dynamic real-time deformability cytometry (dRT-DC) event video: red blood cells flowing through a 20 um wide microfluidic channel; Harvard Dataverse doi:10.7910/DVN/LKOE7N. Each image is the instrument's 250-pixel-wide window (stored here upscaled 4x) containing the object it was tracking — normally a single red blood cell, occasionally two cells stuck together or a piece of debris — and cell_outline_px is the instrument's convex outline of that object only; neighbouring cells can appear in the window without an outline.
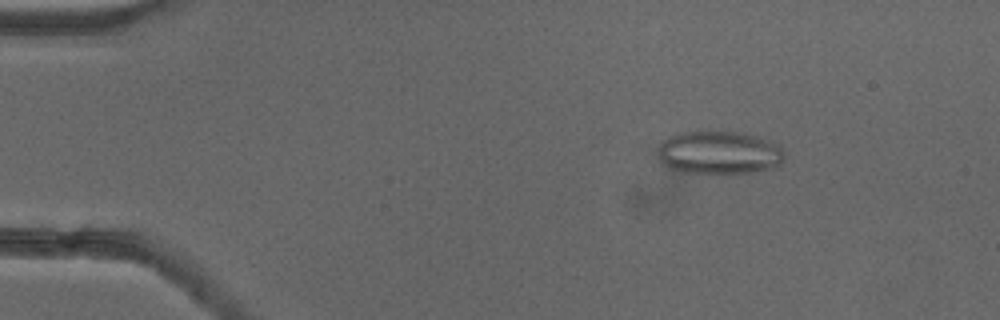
{"species": "common noctule bat (a hibernating species)", "species_latin": "Nyctalus noctula", "temperature_condition": "cold", "stored_images_in_passage": 53, "camera_frame_rate_fps": 3000, "um_per_image_px": 0.085, "animal": {"sex": "female"}, "frame": {"image": 1, "passage_image": 8, "time_ms": 2.333, "image_size_px": [1000, 320], "cell_outline_px": [[784, 160], [780, 164], [772, 168], [752, 172], [684, 172], [672, 168], [664, 164], [660, 160], [660, 144], [668, 136], [676, 132], [696, 128], [744, 132], [780, 144], [784, 152]], "centroid_in_image_um": [61.14, 12.89], "position_along_channel_um": 23.9, "area_um2": 32.48}}
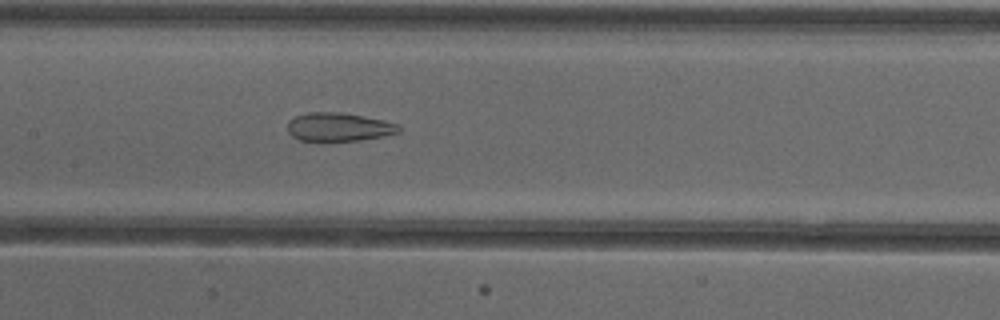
{"frame": {"image": 2, "passage_image": 26, "time_ms": 8.333, "image_size_px": [1000, 320], "cell_outline_px": [[400, 132], [384, 136], [356, 140], [320, 144], [300, 140], [292, 136], [288, 132], [288, 120], [296, 116], [308, 112], [340, 112], [364, 116], [384, 120], [400, 124]], "centroid_in_image_um": [28.76, 10.83], "position_along_channel_um": 178.6, "area_um2": 19.19}}
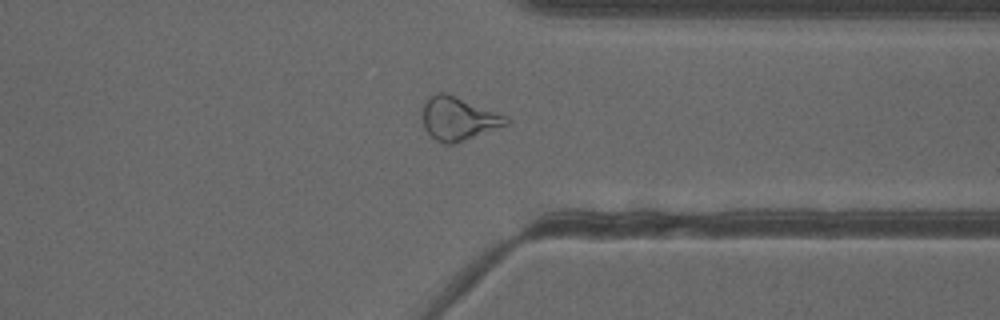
{"frame": {"image": 3, "passage_image": 41, "time_ms": 13.333, "image_size_px": [1000, 320], "cell_outline_px": [[512, 120], [508, 124], [464, 140], [452, 144], [444, 144], [436, 140], [424, 128], [420, 116], [424, 104], [428, 96], [436, 92], [444, 92], [508, 116]], "centroid_in_image_um": [38.93, 10.07], "position_along_channel_um": 372.5, "area_um2": 21.15}, "authors_computed_cell_mechanics": {"area_um2": 23.2356, "velocity_mm_per_s": 3.9215, "shape_relaxation_time_tau1_ms": null, "shape_relaxation_time_tau2_ms": 2.0867, "deformation_change_tau1": null, "deformation_change_tau2": 0.1156}}